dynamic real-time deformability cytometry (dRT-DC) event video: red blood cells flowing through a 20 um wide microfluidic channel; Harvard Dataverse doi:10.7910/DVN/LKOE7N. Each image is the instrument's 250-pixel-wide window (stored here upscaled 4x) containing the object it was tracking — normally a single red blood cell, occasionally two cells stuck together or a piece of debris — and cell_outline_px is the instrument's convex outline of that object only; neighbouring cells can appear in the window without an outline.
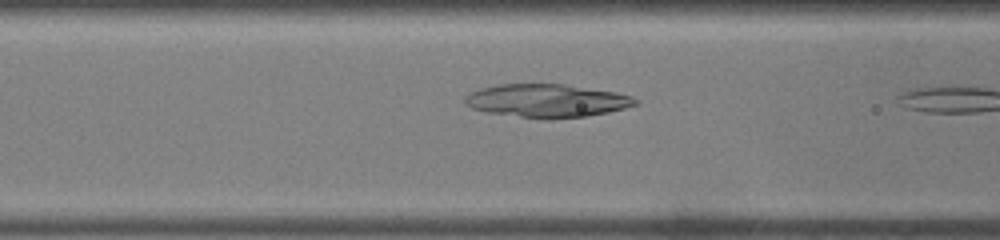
{"species": "common noctule bat (a hibernating species)", "species_latin": "Nyctalus noctula", "temperature_condition": "warm", "stored_images_in_passage": 17, "camera_frame_rate_fps": 3000, "um_per_image_px": 0.085, "animal": {"sex": "male", "body_mass_g": 19.0, "forearm_length_mm": 50.8}, "frame": {"image": 1, "passage_image": 10, "time_ms": 3.0, "image_size_px": [1000, 240], "cell_outline_px": [[640, 104], [608, 112], [584, 116], [520, 116], [488, 112], [472, 108], [464, 104], [464, 96], [472, 92], [484, 88], [500, 84], [564, 84], [616, 92], [632, 96], [640, 100]], "centroid_in_image_um": [46.52, 8.52], "position_along_channel_um": 120.1, "area_um2": 31.96}}